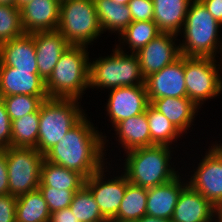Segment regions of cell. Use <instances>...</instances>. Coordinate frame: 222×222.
<instances>
[{
    "instance_id": "obj_28",
    "label": "cell",
    "mask_w": 222,
    "mask_h": 222,
    "mask_svg": "<svg viewBox=\"0 0 222 222\" xmlns=\"http://www.w3.org/2000/svg\"><path fill=\"white\" fill-rule=\"evenodd\" d=\"M147 188L127 184L115 222H135L146 215Z\"/></svg>"
},
{
    "instance_id": "obj_15",
    "label": "cell",
    "mask_w": 222,
    "mask_h": 222,
    "mask_svg": "<svg viewBox=\"0 0 222 222\" xmlns=\"http://www.w3.org/2000/svg\"><path fill=\"white\" fill-rule=\"evenodd\" d=\"M220 211L188 184L182 189L172 222H217Z\"/></svg>"
},
{
    "instance_id": "obj_24",
    "label": "cell",
    "mask_w": 222,
    "mask_h": 222,
    "mask_svg": "<svg viewBox=\"0 0 222 222\" xmlns=\"http://www.w3.org/2000/svg\"><path fill=\"white\" fill-rule=\"evenodd\" d=\"M99 24L103 33L120 35L131 23L132 17L127 5L112 0H93Z\"/></svg>"
},
{
    "instance_id": "obj_39",
    "label": "cell",
    "mask_w": 222,
    "mask_h": 222,
    "mask_svg": "<svg viewBox=\"0 0 222 222\" xmlns=\"http://www.w3.org/2000/svg\"><path fill=\"white\" fill-rule=\"evenodd\" d=\"M214 19L222 25V0H200Z\"/></svg>"
},
{
    "instance_id": "obj_36",
    "label": "cell",
    "mask_w": 222,
    "mask_h": 222,
    "mask_svg": "<svg viewBox=\"0 0 222 222\" xmlns=\"http://www.w3.org/2000/svg\"><path fill=\"white\" fill-rule=\"evenodd\" d=\"M12 121L0 96V150L11 147Z\"/></svg>"
},
{
    "instance_id": "obj_17",
    "label": "cell",
    "mask_w": 222,
    "mask_h": 222,
    "mask_svg": "<svg viewBox=\"0 0 222 222\" xmlns=\"http://www.w3.org/2000/svg\"><path fill=\"white\" fill-rule=\"evenodd\" d=\"M33 38L38 74L46 81L70 44L58 30L34 32Z\"/></svg>"
},
{
    "instance_id": "obj_31",
    "label": "cell",
    "mask_w": 222,
    "mask_h": 222,
    "mask_svg": "<svg viewBox=\"0 0 222 222\" xmlns=\"http://www.w3.org/2000/svg\"><path fill=\"white\" fill-rule=\"evenodd\" d=\"M69 208L79 222H107L91 191L85 185L74 193Z\"/></svg>"
},
{
    "instance_id": "obj_8",
    "label": "cell",
    "mask_w": 222,
    "mask_h": 222,
    "mask_svg": "<svg viewBox=\"0 0 222 222\" xmlns=\"http://www.w3.org/2000/svg\"><path fill=\"white\" fill-rule=\"evenodd\" d=\"M217 61L213 57L184 56L187 97L198 108L222 94V60Z\"/></svg>"
},
{
    "instance_id": "obj_41",
    "label": "cell",
    "mask_w": 222,
    "mask_h": 222,
    "mask_svg": "<svg viewBox=\"0 0 222 222\" xmlns=\"http://www.w3.org/2000/svg\"><path fill=\"white\" fill-rule=\"evenodd\" d=\"M135 222H172V220L144 215L142 218L136 220Z\"/></svg>"
},
{
    "instance_id": "obj_2",
    "label": "cell",
    "mask_w": 222,
    "mask_h": 222,
    "mask_svg": "<svg viewBox=\"0 0 222 222\" xmlns=\"http://www.w3.org/2000/svg\"><path fill=\"white\" fill-rule=\"evenodd\" d=\"M174 149L167 145H152L126 151L124 160L119 159L123 161L124 170L121 171L130 183L143 188L165 184L180 174L172 161Z\"/></svg>"
},
{
    "instance_id": "obj_12",
    "label": "cell",
    "mask_w": 222,
    "mask_h": 222,
    "mask_svg": "<svg viewBox=\"0 0 222 222\" xmlns=\"http://www.w3.org/2000/svg\"><path fill=\"white\" fill-rule=\"evenodd\" d=\"M108 92L103 110L112 127L122 120L144 113L150 104L145 85L118 87Z\"/></svg>"
},
{
    "instance_id": "obj_3",
    "label": "cell",
    "mask_w": 222,
    "mask_h": 222,
    "mask_svg": "<svg viewBox=\"0 0 222 222\" xmlns=\"http://www.w3.org/2000/svg\"><path fill=\"white\" fill-rule=\"evenodd\" d=\"M221 26L200 0H192L185 23L178 35L183 38L179 39L181 55L217 57L218 60H222V34H219Z\"/></svg>"
},
{
    "instance_id": "obj_35",
    "label": "cell",
    "mask_w": 222,
    "mask_h": 222,
    "mask_svg": "<svg viewBox=\"0 0 222 222\" xmlns=\"http://www.w3.org/2000/svg\"><path fill=\"white\" fill-rule=\"evenodd\" d=\"M132 21L153 20L154 6L152 0H131L127 4Z\"/></svg>"
},
{
    "instance_id": "obj_23",
    "label": "cell",
    "mask_w": 222,
    "mask_h": 222,
    "mask_svg": "<svg viewBox=\"0 0 222 222\" xmlns=\"http://www.w3.org/2000/svg\"><path fill=\"white\" fill-rule=\"evenodd\" d=\"M153 21L162 33L179 35L192 0H152Z\"/></svg>"
},
{
    "instance_id": "obj_14",
    "label": "cell",
    "mask_w": 222,
    "mask_h": 222,
    "mask_svg": "<svg viewBox=\"0 0 222 222\" xmlns=\"http://www.w3.org/2000/svg\"><path fill=\"white\" fill-rule=\"evenodd\" d=\"M145 87L148 99L187 97L184 56L181 55L173 63L146 77Z\"/></svg>"
},
{
    "instance_id": "obj_11",
    "label": "cell",
    "mask_w": 222,
    "mask_h": 222,
    "mask_svg": "<svg viewBox=\"0 0 222 222\" xmlns=\"http://www.w3.org/2000/svg\"><path fill=\"white\" fill-rule=\"evenodd\" d=\"M195 169L189 171L187 184L222 209V156L210 145ZM190 177V178H189Z\"/></svg>"
},
{
    "instance_id": "obj_27",
    "label": "cell",
    "mask_w": 222,
    "mask_h": 222,
    "mask_svg": "<svg viewBox=\"0 0 222 222\" xmlns=\"http://www.w3.org/2000/svg\"><path fill=\"white\" fill-rule=\"evenodd\" d=\"M50 215L39 189L17 197L16 222H49Z\"/></svg>"
},
{
    "instance_id": "obj_32",
    "label": "cell",
    "mask_w": 222,
    "mask_h": 222,
    "mask_svg": "<svg viewBox=\"0 0 222 222\" xmlns=\"http://www.w3.org/2000/svg\"><path fill=\"white\" fill-rule=\"evenodd\" d=\"M6 111L12 120L37 112L48 96L11 95L2 97Z\"/></svg>"
},
{
    "instance_id": "obj_1",
    "label": "cell",
    "mask_w": 222,
    "mask_h": 222,
    "mask_svg": "<svg viewBox=\"0 0 222 222\" xmlns=\"http://www.w3.org/2000/svg\"><path fill=\"white\" fill-rule=\"evenodd\" d=\"M88 118L86 114L44 154L46 161L76 171L85 179L108 164L110 159L105 158L110 157L106 153L110 148L108 136Z\"/></svg>"
},
{
    "instance_id": "obj_18",
    "label": "cell",
    "mask_w": 222,
    "mask_h": 222,
    "mask_svg": "<svg viewBox=\"0 0 222 222\" xmlns=\"http://www.w3.org/2000/svg\"><path fill=\"white\" fill-rule=\"evenodd\" d=\"M0 66H10L38 74L33 33H24L20 37L1 43Z\"/></svg>"
},
{
    "instance_id": "obj_26",
    "label": "cell",
    "mask_w": 222,
    "mask_h": 222,
    "mask_svg": "<svg viewBox=\"0 0 222 222\" xmlns=\"http://www.w3.org/2000/svg\"><path fill=\"white\" fill-rule=\"evenodd\" d=\"M84 183L85 178L78 172L50 163L44 159L41 166L39 187L78 191Z\"/></svg>"
},
{
    "instance_id": "obj_40",
    "label": "cell",
    "mask_w": 222,
    "mask_h": 222,
    "mask_svg": "<svg viewBox=\"0 0 222 222\" xmlns=\"http://www.w3.org/2000/svg\"><path fill=\"white\" fill-rule=\"evenodd\" d=\"M49 222H79L69 207L55 211L50 215Z\"/></svg>"
},
{
    "instance_id": "obj_30",
    "label": "cell",
    "mask_w": 222,
    "mask_h": 222,
    "mask_svg": "<svg viewBox=\"0 0 222 222\" xmlns=\"http://www.w3.org/2000/svg\"><path fill=\"white\" fill-rule=\"evenodd\" d=\"M39 110L12 120L11 147L35 148L39 132Z\"/></svg>"
},
{
    "instance_id": "obj_44",
    "label": "cell",
    "mask_w": 222,
    "mask_h": 222,
    "mask_svg": "<svg viewBox=\"0 0 222 222\" xmlns=\"http://www.w3.org/2000/svg\"><path fill=\"white\" fill-rule=\"evenodd\" d=\"M0 5L15 6V0H0Z\"/></svg>"
},
{
    "instance_id": "obj_37",
    "label": "cell",
    "mask_w": 222,
    "mask_h": 222,
    "mask_svg": "<svg viewBox=\"0 0 222 222\" xmlns=\"http://www.w3.org/2000/svg\"><path fill=\"white\" fill-rule=\"evenodd\" d=\"M16 202V196L0 195V222H16Z\"/></svg>"
},
{
    "instance_id": "obj_19",
    "label": "cell",
    "mask_w": 222,
    "mask_h": 222,
    "mask_svg": "<svg viewBox=\"0 0 222 222\" xmlns=\"http://www.w3.org/2000/svg\"><path fill=\"white\" fill-rule=\"evenodd\" d=\"M183 175L184 174L180 173L177 177L165 184L148 188L146 215L169 220L172 219L180 193L187 185V179L182 177Z\"/></svg>"
},
{
    "instance_id": "obj_20",
    "label": "cell",
    "mask_w": 222,
    "mask_h": 222,
    "mask_svg": "<svg viewBox=\"0 0 222 222\" xmlns=\"http://www.w3.org/2000/svg\"><path fill=\"white\" fill-rule=\"evenodd\" d=\"M11 95L48 96L45 81L39 74L0 66V96Z\"/></svg>"
},
{
    "instance_id": "obj_5",
    "label": "cell",
    "mask_w": 222,
    "mask_h": 222,
    "mask_svg": "<svg viewBox=\"0 0 222 222\" xmlns=\"http://www.w3.org/2000/svg\"><path fill=\"white\" fill-rule=\"evenodd\" d=\"M107 56L89 59V89L107 91L134 85H145L136 53L120 51L116 46Z\"/></svg>"
},
{
    "instance_id": "obj_13",
    "label": "cell",
    "mask_w": 222,
    "mask_h": 222,
    "mask_svg": "<svg viewBox=\"0 0 222 222\" xmlns=\"http://www.w3.org/2000/svg\"><path fill=\"white\" fill-rule=\"evenodd\" d=\"M178 35L161 33L136 54L144 78L160 71L181 56Z\"/></svg>"
},
{
    "instance_id": "obj_4",
    "label": "cell",
    "mask_w": 222,
    "mask_h": 222,
    "mask_svg": "<svg viewBox=\"0 0 222 222\" xmlns=\"http://www.w3.org/2000/svg\"><path fill=\"white\" fill-rule=\"evenodd\" d=\"M89 47L70 45L45 81L49 98L77 99L89 90ZM89 51V52H88ZM86 90V91H85Z\"/></svg>"
},
{
    "instance_id": "obj_38",
    "label": "cell",
    "mask_w": 222,
    "mask_h": 222,
    "mask_svg": "<svg viewBox=\"0 0 222 222\" xmlns=\"http://www.w3.org/2000/svg\"><path fill=\"white\" fill-rule=\"evenodd\" d=\"M9 194L6 150H0V195Z\"/></svg>"
},
{
    "instance_id": "obj_6",
    "label": "cell",
    "mask_w": 222,
    "mask_h": 222,
    "mask_svg": "<svg viewBox=\"0 0 222 222\" xmlns=\"http://www.w3.org/2000/svg\"><path fill=\"white\" fill-rule=\"evenodd\" d=\"M83 108L77 99L44 100L39 108V132L35 148L44 155L86 115L87 110Z\"/></svg>"
},
{
    "instance_id": "obj_45",
    "label": "cell",
    "mask_w": 222,
    "mask_h": 222,
    "mask_svg": "<svg viewBox=\"0 0 222 222\" xmlns=\"http://www.w3.org/2000/svg\"><path fill=\"white\" fill-rule=\"evenodd\" d=\"M112 1H114L115 3L122 4V5H127L131 0H112Z\"/></svg>"
},
{
    "instance_id": "obj_21",
    "label": "cell",
    "mask_w": 222,
    "mask_h": 222,
    "mask_svg": "<svg viewBox=\"0 0 222 222\" xmlns=\"http://www.w3.org/2000/svg\"><path fill=\"white\" fill-rule=\"evenodd\" d=\"M150 104L162 113L183 135L188 134L196 120L198 108L188 97L149 99ZM188 131V132H187Z\"/></svg>"
},
{
    "instance_id": "obj_10",
    "label": "cell",
    "mask_w": 222,
    "mask_h": 222,
    "mask_svg": "<svg viewBox=\"0 0 222 222\" xmlns=\"http://www.w3.org/2000/svg\"><path fill=\"white\" fill-rule=\"evenodd\" d=\"M112 160V158L109 160V166L107 164L104 165L99 171L85 179L84 183V185L91 191L102 216L107 221H114L116 219V214L123 200L127 184L129 183L127 176L122 171L118 170V168L115 169L111 167V165L114 166L111 162ZM114 169L116 171H113ZM115 172L116 176L114 175ZM110 174H112L113 177Z\"/></svg>"
},
{
    "instance_id": "obj_33",
    "label": "cell",
    "mask_w": 222,
    "mask_h": 222,
    "mask_svg": "<svg viewBox=\"0 0 222 222\" xmlns=\"http://www.w3.org/2000/svg\"><path fill=\"white\" fill-rule=\"evenodd\" d=\"M24 33L20 9L16 6L0 5V44L20 37Z\"/></svg>"
},
{
    "instance_id": "obj_7",
    "label": "cell",
    "mask_w": 222,
    "mask_h": 222,
    "mask_svg": "<svg viewBox=\"0 0 222 222\" xmlns=\"http://www.w3.org/2000/svg\"><path fill=\"white\" fill-rule=\"evenodd\" d=\"M57 30L70 45L91 46L101 38L93 0H62ZM95 40V41H94Z\"/></svg>"
},
{
    "instance_id": "obj_22",
    "label": "cell",
    "mask_w": 222,
    "mask_h": 222,
    "mask_svg": "<svg viewBox=\"0 0 222 222\" xmlns=\"http://www.w3.org/2000/svg\"><path fill=\"white\" fill-rule=\"evenodd\" d=\"M115 141L123 148L122 153L139 148L151 146V136L146 111L120 121L113 127ZM118 138V139H117Z\"/></svg>"
},
{
    "instance_id": "obj_46",
    "label": "cell",
    "mask_w": 222,
    "mask_h": 222,
    "mask_svg": "<svg viewBox=\"0 0 222 222\" xmlns=\"http://www.w3.org/2000/svg\"><path fill=\"white\" fill-rule=\"evenodd\" d=\"M219 218L222 220V209L220 210Z\"/></svg>"
},
{
    "instance_id": "obj_42",
    "label": "cell",
    "mask_w": 222,
    "mask_h": 222,
    "mask_svg": "<svg viewBox=\"0 0 222 222\" xmlns=\"http://www.w3.org/2000/svg\"><path fill=\"white\" fill-rule=\"evenodd\" d=\"M209 145H211L222 156V142H221V140L220 141L215 140V142H213Z\"/></svg>"
},
{
    "instance_id": "obj_29",
    "label": "cell",
    "mask_w": 222,
    "mask_h": 222,
    "mask_svg": "<svg viewBox=\"0 0 222 222\" xmlns=\"http://www.w3.org/2000/svg\"><path fill=\"white\" fill-rule=\"evenodd\" d=\"M146 116L149 123L151 146L167 145L176 148L178 145L175 143L179 138L184 137L183 134L151 104L147 106Z\"/></svg>"
},
{
    "instance_id": "obj_16",
    "label": "cell",
    "mask_w": 222,
    "mask_h": 222,
    "mask_svg": "<svg viewBox=\"0 0 222 222\" xmlns=\"http://www.w3.org/2000/svg\"><path fill=\"white\" fill-rule=\"evenodd\" d=\"M61 0H32L20 8L25 33L57 30Z\"/></svg>"
},
{
    "instance_id": "obj_43",
    "label": "cell",
    "mask_w": 222,
    "mask_h": 222,
    "mask_svg": "<svg viewBox=\"0 0 222 222\" xmlns=\"http://www.w3.org/2000/svg\"><path fill=\"white\" fill-rule=\"evenodd\" d=\"M32 0H15V6L20 9L21 7H23L24 5H26L27 3L31 2Z\"/></svg>"
},
{
    "instance_id": "obj_9",
    "label": "cell",
    "mask_w": 222,
    "mask_h": 222,
    "mask_svg": "<svg viewBox=\"0 0 222 222\" xmlns=\"http://www.w3.org/2000/svg\"><path fill=\"white\" fill-rule=\"evenodd\" d=\"M9 194L19 197L39 188L44 155L36 148L8 147Z\"/></svg>"
},
{
    "instance_id": "obj_25",
    "label": "cell",
    "mask_w": 222,
    "mask_h": 222,
    "mask_svg": "<svg viewBox=\"0 0 222 222\" xmlns=\"http://www.w3.org/2000/svg\"><path fill=\"white\" fill-rule=\"evenodd\" d=\"M162 32L153 21H132L119 35V43L114 44L120 51L136 53ZM126 46V47H125Z\"/></svg>"
},
{
    "instance_id": "obj_34",
    "label": "cell",
    "mask_w": 222,
    "mask_h": 222,
    "mask_svg": "<svg viewBox=\"0 0 222 222\" xmlns=\"http://www.w3.org/2000/svg\"><path fill=\"white\" fill-rule=\"evenodd\" d=\"M50 213L62 210L70 206L75 192L69 190H58L53 187H39Z\"/></svg>"
}]
</instances>
